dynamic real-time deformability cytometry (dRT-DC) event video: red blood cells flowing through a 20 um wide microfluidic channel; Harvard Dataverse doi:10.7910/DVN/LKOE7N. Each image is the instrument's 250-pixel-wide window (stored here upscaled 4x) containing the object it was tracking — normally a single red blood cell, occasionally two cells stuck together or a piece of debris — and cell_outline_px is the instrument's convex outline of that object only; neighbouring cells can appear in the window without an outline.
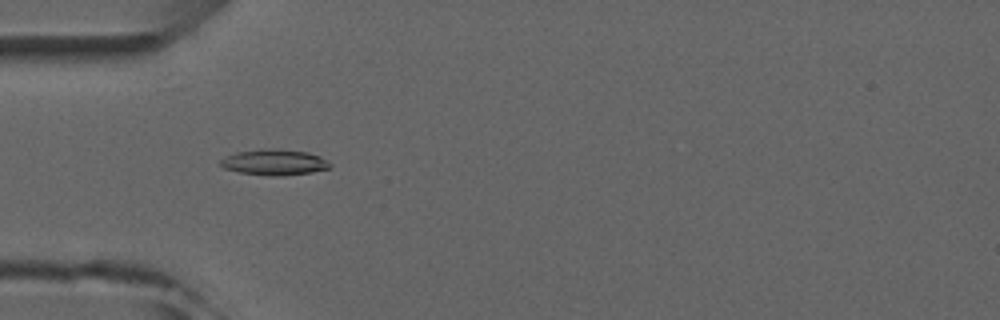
{"species": "common noctule bat (a hibernating species)", "species_latin": "Nyctalus noctula", "temperature_condition": "room temperature", "stored_images_in_passage": 3, "camera_frame_rate_fps": 3000, "um_per_image_px": 0.085, "animal": {"sex": "male", "forearm_length_mm": 52.5}, "frame": {"image": 1, "passage_image": 1, "time_ms": 0.0, "image_size_px": [1000, 320], "cell_outline_px": [[332, 168], [312, 172], [280, 176], [272, 176], [240, 172], [224, 168], [220, 164], [220, 160], [236, 152], [260, 148], [276, 148], [308, 152], [320, 156], [332, 164]], "centroid_in_image_um": [23.36, 13.78], "position_along_channel_um": 61.6, "area_um2": 16.59}}
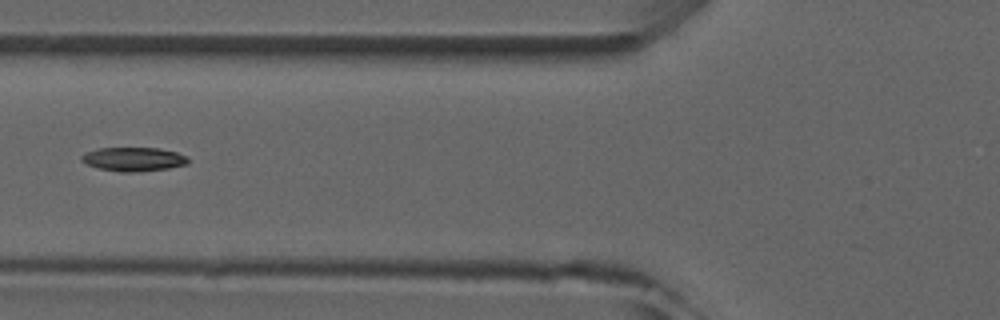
{"frame": {"image": 2, "passage_image": 2, "time_ms": 1.333, "image_size_px": [1000, 320], "cell_outline_px": [[188, 164], [168, 168], [136, 172], [120, 172], [100, 168], [88, 164], [80, 160], [80, 156], [88, 152], [100, 148], [160, 148], [176, 152], [188, 156]], "centroid_in_image_um": [11.39, 13.53], "position_along_channel_um": 114.4, "area_um2": 14.74}}
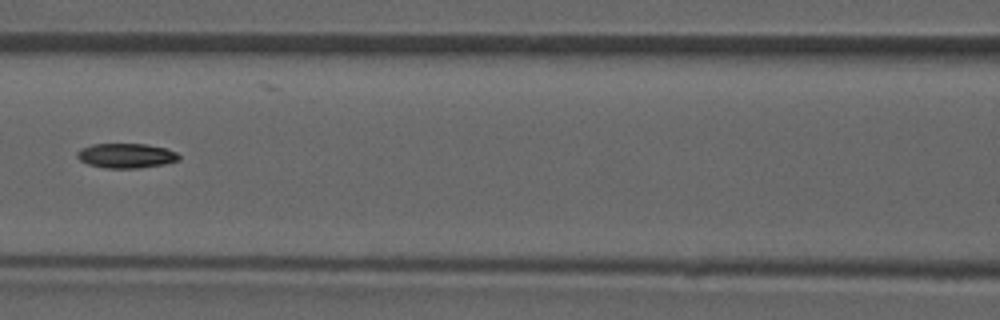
{"frame": {"image": 3, "passage_image": 3, "time_ms": 2.333, "image_size_px": [1000, 320], "cell_outline_px": [[180, 160], [164, 164], [140, 168], [104, 168], [88, 164], [80, 160], [76, 156], [76, 152], [80, 148], [92, 144], [148, 144], [164, 148], [176, 152], [180, 156]], "centroid_in_image_um": [10.7, 13.23], "position_along_channel_um": 155.9, "area_um2": 14.74}}